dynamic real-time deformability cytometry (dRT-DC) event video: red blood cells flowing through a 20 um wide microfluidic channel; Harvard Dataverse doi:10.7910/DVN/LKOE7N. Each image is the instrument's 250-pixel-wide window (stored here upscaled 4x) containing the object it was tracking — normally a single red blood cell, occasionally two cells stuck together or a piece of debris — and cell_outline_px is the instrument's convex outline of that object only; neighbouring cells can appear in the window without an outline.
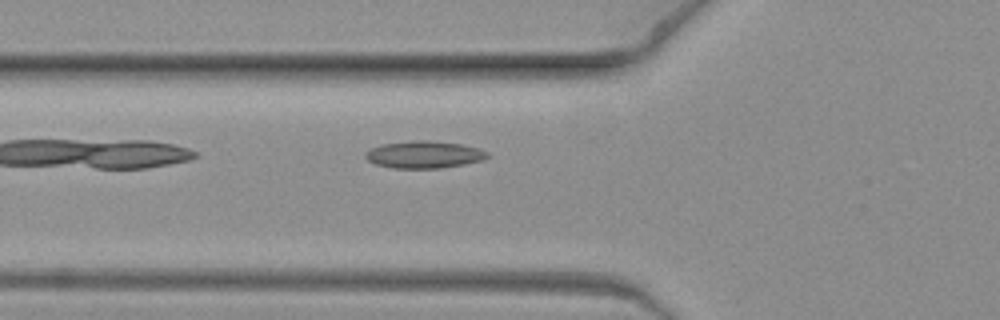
{"species": "common noctule bat (a hibernating species)", "species_latin": "Nyctalus noctula", "temperature_condition": "warm", "stored_images_in_passage": 7, "camera_frame_rate_fps": 3000, "um_per_image_px": 0.085, "animal": {"sex": "female", "body_mass_g": 19.3, "forearm_length_mm": 54.1}, "frame": {"image": 1, "passage_image": 7, "time_ms": 2.0, "image_size_px": [1000, 320], "cell_outline_px": [[488, 156], [480, 160], [464, 164], [440, 168], [392, 168], [376, 164], [368, 160], [364, 156], [364, 152], [372, 148], [384, 144], [412, 140], [428, 140], [460, 144], [476, 148], [488, 152]], "centroid_in_image_um": [36.0, 13.14], "position_along_channel_um": 89.8, "area_um2": 19.07}}